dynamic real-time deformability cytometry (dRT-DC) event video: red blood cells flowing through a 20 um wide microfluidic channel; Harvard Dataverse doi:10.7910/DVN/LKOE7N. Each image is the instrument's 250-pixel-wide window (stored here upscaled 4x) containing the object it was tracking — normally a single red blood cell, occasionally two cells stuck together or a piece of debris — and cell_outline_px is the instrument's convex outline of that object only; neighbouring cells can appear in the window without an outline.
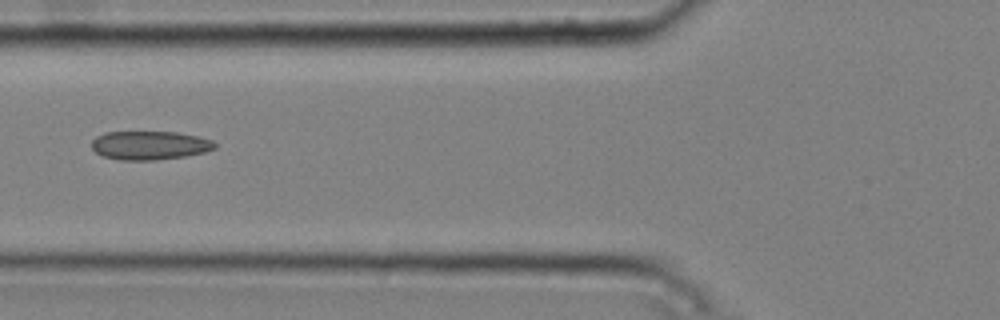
{"species": "common noctule bat (a hibernating species)", "species_latin": "Nyctalus noctula", "temperature_condition": "cold", "stored_images_in_passage": 8, "camera_frame_rate_fps": 3000, "um_per_image_px": 0.085, "animal": {"sex": "male", "body_mass_g": 20.4}, "frame": {"image": 1, "passage_image": 5, "time_ms": 1.333, "image_size_px": [1000, 320], "cell_outline_px": [[216, 148], [204, 152], [184, 156], [156, 160], [120, 160], [104, 156], [96, 152], [92, 148], [92, 140], [96, 136], [104, 132], [176, 132], [200, 136], [212, 140], [216, 144]], "centroid_in_image_um": [12.73, 12.35], "position_along_channel_um": 113.1, "area_um2": 20.63}}
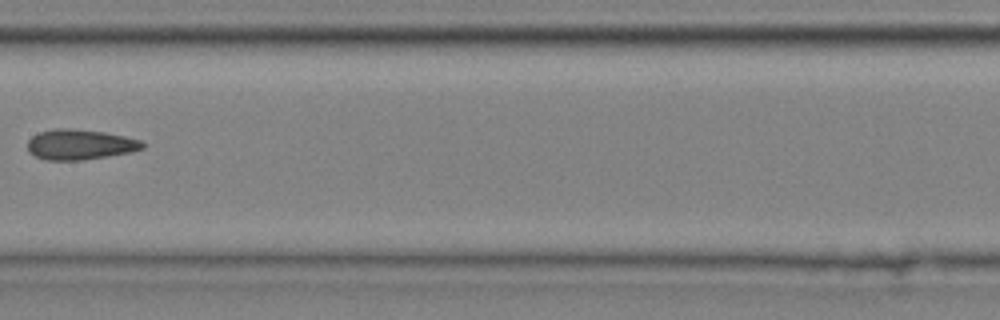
{"frame": {"image": 2, "passage_image": 7, "time_ms": 2.0, "image_size_px": [1000, 320], "cell_outline_px": [[144, 148], [132, 152], [80, 160], [44, 160], [28, 152], [28, 140], [32, 136], [40, 132], [56, 128], [68, 128], [104, 132], [124, 136], [140, 140], [144, 144]], "centroid_in_image_um": [6.78, 12.28], "position_along_channel_um": 200.6, "area_um2": 20.17}}
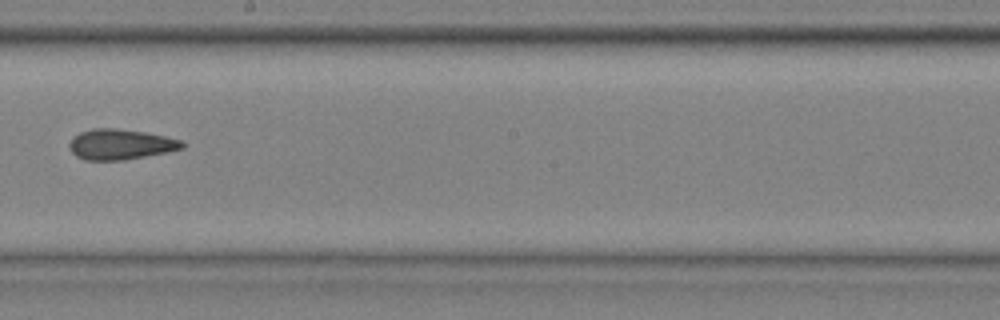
{"frame": {"image": 3, "passage_image": 8, "time_ms": 2.333, "image_size_px": [1000, 320], "cell_outline_px": [[184, 148], [168, 152], [124, 160], [84, 160], [76, 156], [68, 148], [68, 144], [80, 132], [92, 128], [116, 128], [144, 132], [164, 136], [180, 140], [184, 144]], "centroid_in_image_um": [10.22, 12.28], "position_along_channel_um": 238.0, "area_um2": 19.94}}